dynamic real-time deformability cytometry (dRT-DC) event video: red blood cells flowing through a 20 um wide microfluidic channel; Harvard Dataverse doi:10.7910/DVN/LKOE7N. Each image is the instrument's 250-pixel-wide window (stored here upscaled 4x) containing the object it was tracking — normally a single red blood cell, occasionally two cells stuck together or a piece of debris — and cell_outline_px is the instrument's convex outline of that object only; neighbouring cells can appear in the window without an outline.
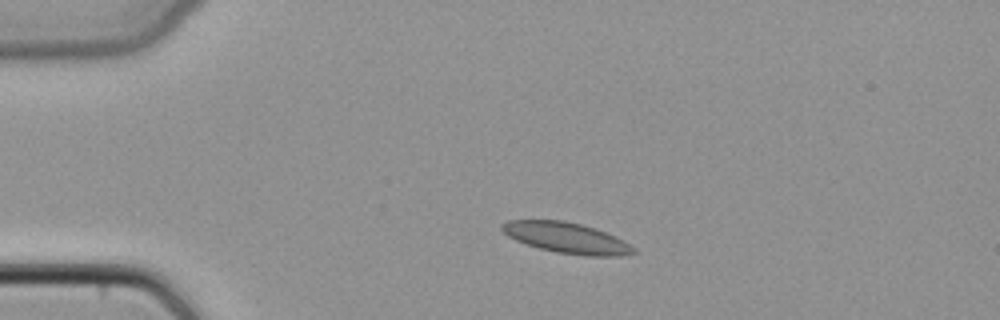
{"species": "common noctule bat (a hibernating species)", "species_latin": "Nyctalus noctula", "temperature_condition": "cold", "stored_images_in_passage": 38, "camera_frame_rate_fps": 3000, "um_per_image_px": 0.085, "animal": {"sex": "female", "body_mass_g": 22.7, "forearm_length_mm": 54.2}, "frame": {"image": 1, "passage_image": 7, "time_ms": 2.0, "image_size_px": [1000, 320], "cell_outline_px": [[636, 252], [620, 256], [588, 256], [556, 252], [540, 248], [516, 240], [508, 236], [500, 228], [500, 224], [508, 220], [564, 220], [596, 228], [616, 236], [636, 248]], "centroid_in_image_um": [48.17, 20.21], "position_along_channel_um": 36.8, "area_um2": 23.52}}
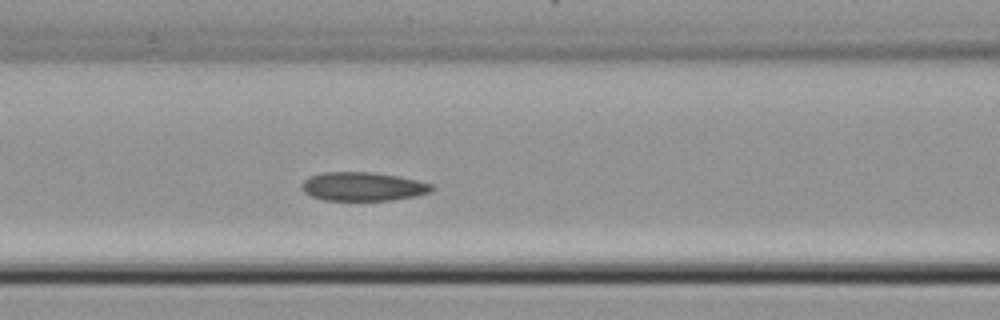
{"frame": {"image": 2, "passage_image": 17, "time_ms": 5.333, "image_size_px": [1000, 320], "cell_outline_px": [[436, 188], [432, 192], [392, 200], [324, 200], [312, 196], [304, 192], [300, 184], [308, 176], [320, 172], [372, 172], [396, 176], [416, 180], [432, 184]], "centroid_in_image_um": [30.82, 15.85], "position_along_channel_um": 135.8, "area_um2": 21.79}}
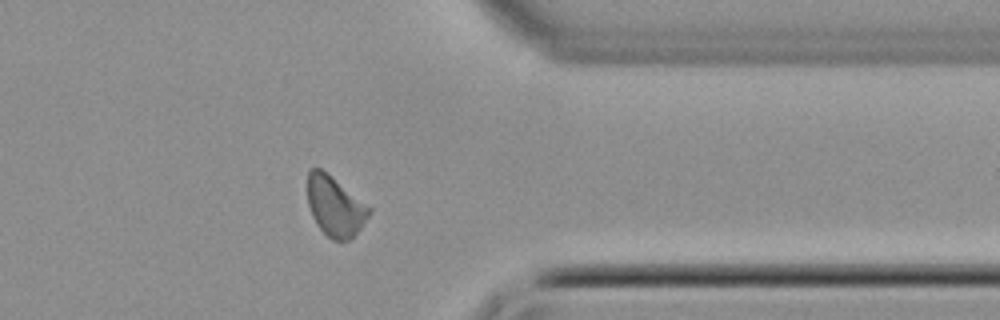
{"frame": {"image": 3, "passage_image": 35, "time_ms": 11.333, "image_size_px": [1000, 320], "cell_outline_px": [[372, 212], [360, 228], [348, 240], [332, 240], [316, 224], [312, 216], [308, 204], [308, 172], [312, 168], [320, 168], [372, 208]], "centroid_in_image_um": [28.48, 17.54], "position_along_channel_um": 382.9, "area_um2": 21.1}}